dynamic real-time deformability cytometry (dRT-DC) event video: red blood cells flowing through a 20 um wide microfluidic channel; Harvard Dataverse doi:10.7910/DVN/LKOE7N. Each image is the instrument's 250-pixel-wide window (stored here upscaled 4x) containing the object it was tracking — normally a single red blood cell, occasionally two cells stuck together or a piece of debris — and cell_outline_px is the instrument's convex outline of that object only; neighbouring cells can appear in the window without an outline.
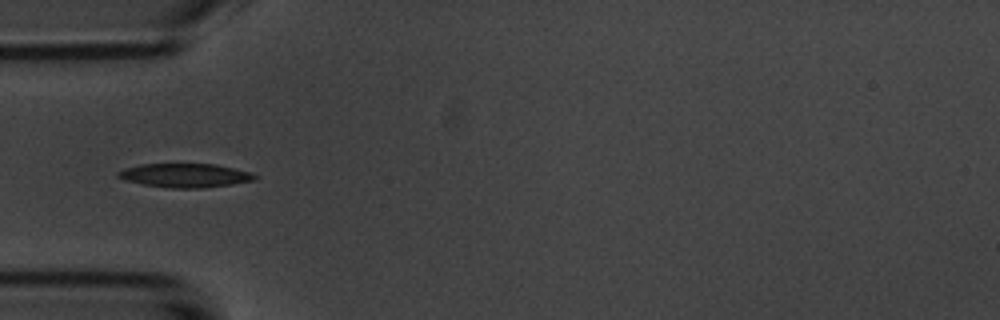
{"species": "common noctule bat (a hibernating species)", "species_latin": "Nyctalus noctula", "temperature_condition": "room temperature", "stored_images_in_passage": 7, "camera_frame_rate_fps": 3000, "um_per_image_px": 0.085, "animal": {"sex": "male", "body_mass_g": 20.1, "forearm_length_mm": 53.5}, "frame": {"image": 1, "passage_image": 5, "time_ms": 5.667, "image_size_px": [1000, 320], "cell_outline_px": [[256, 180], [232, 184], [204, 188], [172, 188], [144, 184], [124, 180], [116, 176], [116, 172], [124, 168], [140, 164], [216, 164], [252, 172], [256, 176]], "centroid_in_image_um": [15.73, 14.91], "position_along_channel_um": 69.3, "area_um2": 19.07}}
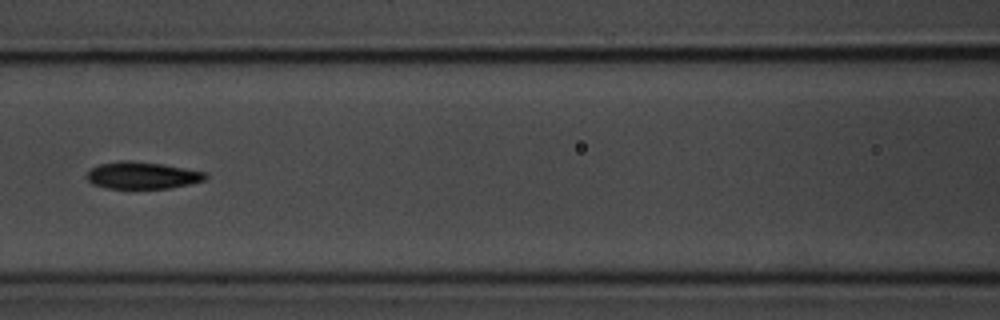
{"frame": {"image": 2, "passage_image": 7, "time_ms": 8.0, "image_size_px": [1000, 320], "cell_outline_px": [[208, 176], [204, 180], [188, 184], [168, 188], [104, 188], [92, 184], [84, 176], [92, 168], [100, 164], [120, 160], [132, 160], [164, 164], [204, 172]], "centroid_in_image_um": [12.04, 14.9], "position_along_channel_um": 154.6, "area_um2": 18.67}}